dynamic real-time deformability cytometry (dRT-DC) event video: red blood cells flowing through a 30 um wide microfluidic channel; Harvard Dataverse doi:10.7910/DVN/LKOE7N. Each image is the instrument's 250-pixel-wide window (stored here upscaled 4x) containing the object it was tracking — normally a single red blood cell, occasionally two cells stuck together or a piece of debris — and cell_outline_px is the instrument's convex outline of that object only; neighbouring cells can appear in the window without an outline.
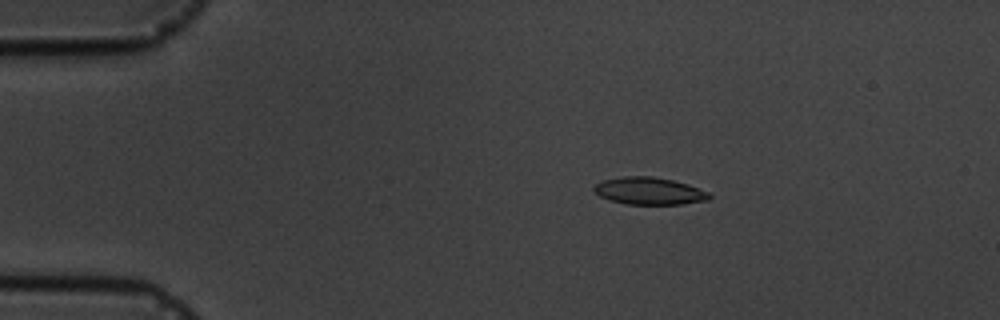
{"species": "common noctule bat (a hibernating species)", "species_latin": "Nyctalus noctula", "temperature_condition": "cold", "stored_images_in_passage": 17, "camera_frame_rate_fps": 3000, "um_per_image_px": 0.085, "animal": {"sex": "male", "body_mass_g": 19.5, "forearm_length_mm": 54.6}, "frame": {"image": 1, "passage_image": 4, "time_ms": 3.333, "image_size_px": [1000, 320], "cell_outline_px": [[712, 196], [708, 200], [684, 204], [628, 204], [608, 200], [600, 196], [592, 188], [600, 180], [624, 176], [652, 176], [672, 180], [688, 184], [708, 192]], "centroid_in_image_um": [55.17, 16.23], "position_along_channel_um": 29.8, "area_um2": 18.38}}
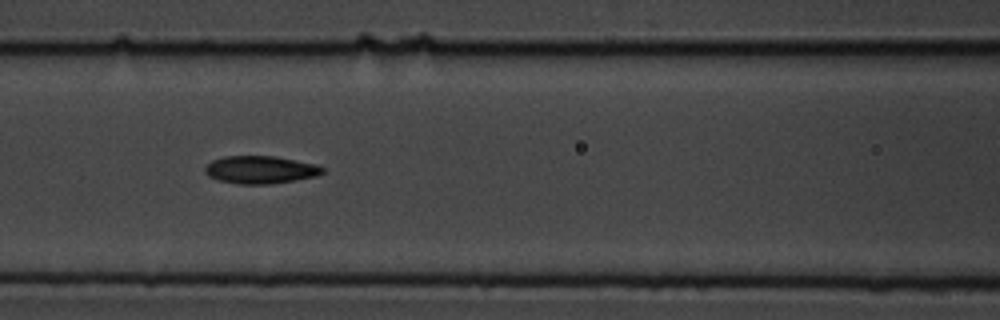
{"frame": {"image": 2, "passage_image": 8, "time_ms": 8.0, "image_size_px": [1000, 320], "cell_outline_px": [[324, 172], [316, 176], [296, 180], [272, 184], [240, 184], [220, 180], [208, 176], [204, 172], [204, 168], [212, 160], [224, 156], [276, 156], [316, 164], [324, 168]], "centroid_in_image_um": [22.14, 14.42], "position_along_channel_um": 144.5, "area_um2": 19.02}}
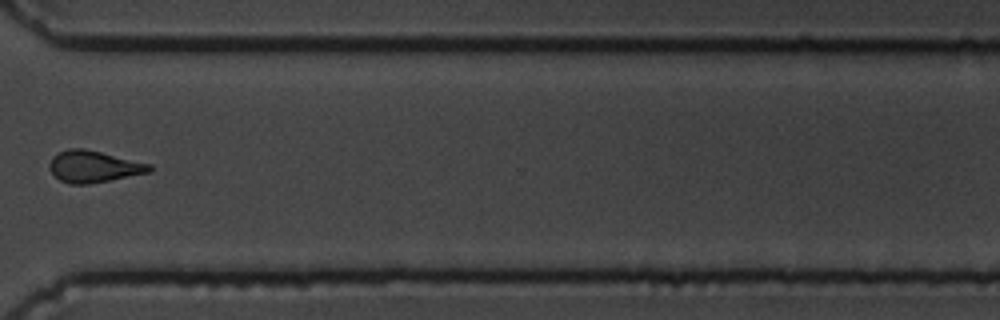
{"frame": {"image": 3, "passage_image": 13, "time_ms": 14.0, "image_size_px": [1000, 320], "cell_outline_px": [[152, 168], [148, 172], [88, 184], [68, 184], [60, 180], [48, 168], [48, 164], [52, 156], [68, 148], [84, 148], [152, 164]], "centroid_in_image_um": [7.92, 14.14], "position_along_channel_um": 362.7, "area_um2": 18.32}, "authors_computed_cell_mechanics": {"area_um2": 17.9758, "velocity_mm_per_s": 3.6535, "shape_relaxation_time_tau1_ms": 4.0915, "shape_relaxation_time_tau2_ms": 2.8869, "deformation_change_tau1": 0.1086, "deformation_change_tau2": 0.0968}}